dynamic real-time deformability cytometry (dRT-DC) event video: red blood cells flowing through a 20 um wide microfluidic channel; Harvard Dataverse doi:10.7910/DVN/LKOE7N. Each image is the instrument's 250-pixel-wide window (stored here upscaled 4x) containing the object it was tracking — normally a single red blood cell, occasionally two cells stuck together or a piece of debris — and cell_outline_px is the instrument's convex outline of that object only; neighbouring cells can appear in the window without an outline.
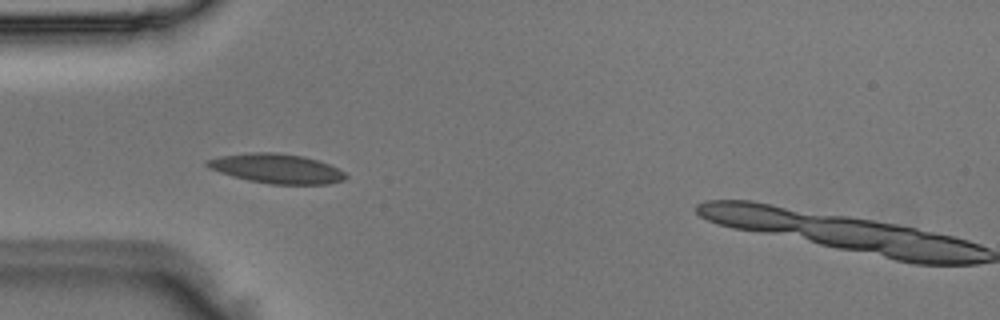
{"species": "Egyptian fruit bat (a non-hibernating species)", "species_latin": "Rousettus aegyptiacus", "temperature_condition": "room temperature", "stored_images_in_passage": 4, "camera_frame_rate_fps": 3000, "um_per_image_px": 0.085, "animal": {"sex": "male"}, "frame": {"image": 1, "passage_image": 4, "time_ms": 1.0, "image_size_px": [1000, 320], "cell_outline_px": [[348, 176], [344, 180], [328, 184], [268, 184], [248, 180], [232, 176], [208, 168], [204, 164], [204, 160], [220, 156], [252, 152], [272, 152], [304, 156], [328, 164], [344, 172]], "centroid_in_image_um": [23.47, 14.33], "position_along_channel_um": 61.5, "area_um2": 23.81}}